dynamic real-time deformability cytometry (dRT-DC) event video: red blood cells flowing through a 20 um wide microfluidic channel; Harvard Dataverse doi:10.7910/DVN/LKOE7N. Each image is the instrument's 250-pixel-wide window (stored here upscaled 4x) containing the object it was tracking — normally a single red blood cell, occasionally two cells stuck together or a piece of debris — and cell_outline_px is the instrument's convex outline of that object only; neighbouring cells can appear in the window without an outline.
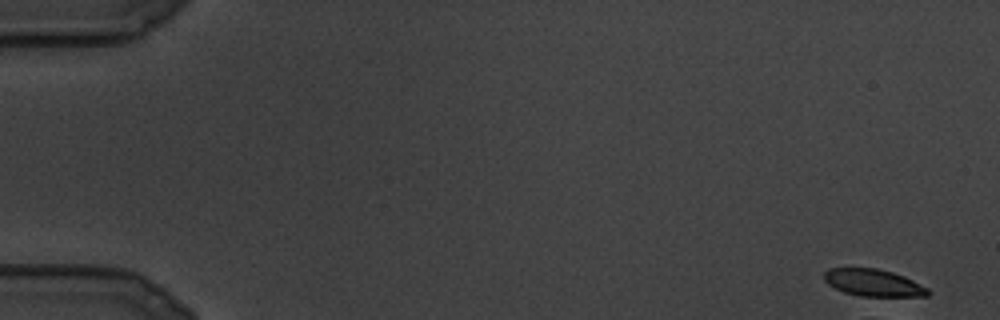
{"species": "common noctule bat (a hibernating species)", "species_latin": "Nyctalus noctula", "temperature_condition": "cold", "stored_images_in_passage": 2, "camera_frame_rate_fps": 3000, "um_per_image_px": 0.085, "animal": {"sex": "male", "body_mass_g": 19.5, "forearm_length_mm": 54.6}, "frame": {"image": 1, "passage_image": 1, "time_ms": 0.0, "image_size_px": [1000, 320], "cell_outline_px": [[932, 292], [928, 296], [860, 296], [844, 292], [828, 284], [824, 280], [824, 272], [828, 268], [876, 268], [892, 272], [904, 276], [928, 288]], "centroid_in_image_um": [74.24, 24.03], "position_along_channel_um": 10.8, "area_um2": 16.36}}